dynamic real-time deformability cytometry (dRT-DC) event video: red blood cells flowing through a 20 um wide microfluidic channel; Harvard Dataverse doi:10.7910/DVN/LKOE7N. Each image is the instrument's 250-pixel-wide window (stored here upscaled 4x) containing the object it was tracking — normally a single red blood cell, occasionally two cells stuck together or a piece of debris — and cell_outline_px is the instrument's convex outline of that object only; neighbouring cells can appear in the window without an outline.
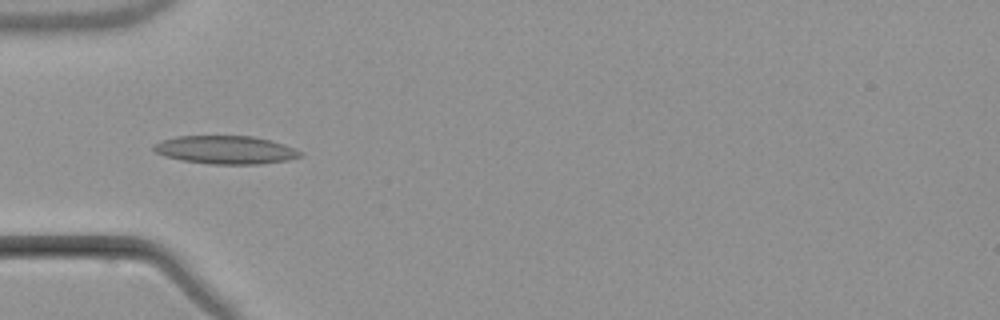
{"species": "common noctule bat (a hibernating species)", "species_latin": "Nyctalus noctula", "temperature_condition": "warm", "stored_images_in_passage": 7, "camera_frame_rate_fps": 3000, "um_per_image_px": 0.085, "animal": {"sex": "male", "body_mass_g": 21.5, "forearm_length_mm": 52.0}, "frame": {"image": 1, "passage_image": 3, "time_ms": 3.667, "image_size_px": [1000, 320], "cell_outline_px": [[304, 156], [288, 160], [260, 164], [208, 164], [180, 160], [164, 156], [156, 152], [152, 148], [152, 144], [160, 140], [176, 136], [252, 136], [284, 144], [304, 152]], "centroid_in_image_um": [19.16, 12.74], "position_along_channel_um": 65.8, "area_um2": 24.33}}
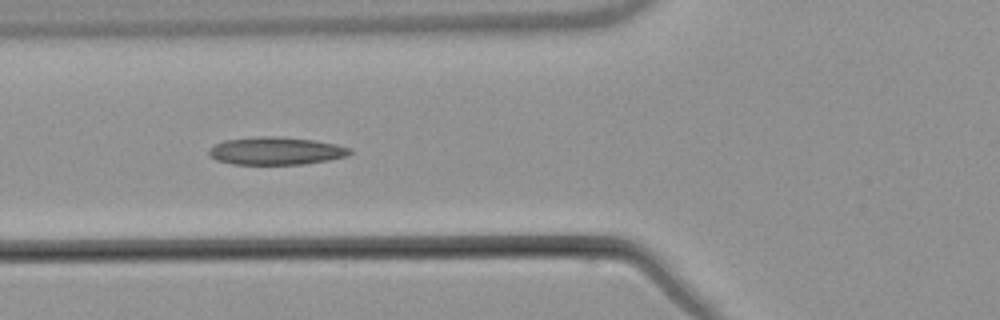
{"frame": {"image": 2, "passage_image": 4, "time_ms": 4.667, "image_size_px": [1000, 320], "cell_outline_px": [[352, 152], [348, 156], [328, 160], [304, 164], [232, 164], [216, 160], [208, 156], [208, 148], [224, 140], [264, 136], [276, 136], [312, 140], [336, 144], [352, 148]], "centroid_in_image_um": [23.45, 12.83], "position_along_channel_um": 102.4, "area_um2": 22.83}}
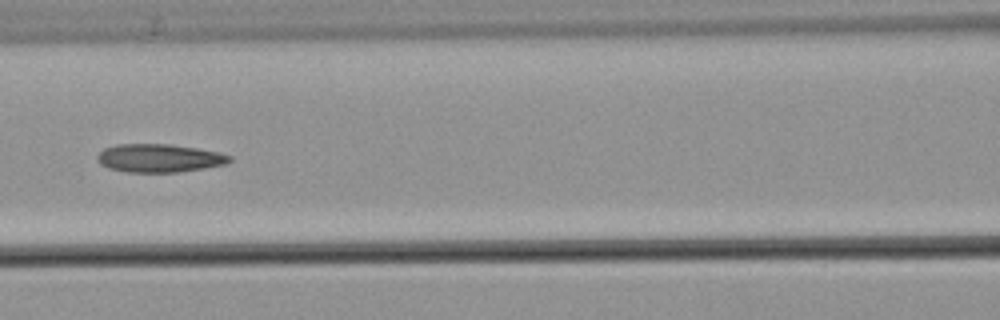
{"frame": {"image": 3, "passage_image": 5, "time_ms": 6.0, "image_size_px": [1000, 320], "cell_outline_px": [[232, 160], [228, 164], [204, 168], [176, 172], [128, 172], [108, 168], [100, 164], [96, 160], [96, 156], [104, 148], [116, 144], [172, 144], [220, 152], [232, 156]], "centroid_in_image_um": [13.54, 13.43], "position_along_channel_um": 153.1, "area_um2": 21.96}}